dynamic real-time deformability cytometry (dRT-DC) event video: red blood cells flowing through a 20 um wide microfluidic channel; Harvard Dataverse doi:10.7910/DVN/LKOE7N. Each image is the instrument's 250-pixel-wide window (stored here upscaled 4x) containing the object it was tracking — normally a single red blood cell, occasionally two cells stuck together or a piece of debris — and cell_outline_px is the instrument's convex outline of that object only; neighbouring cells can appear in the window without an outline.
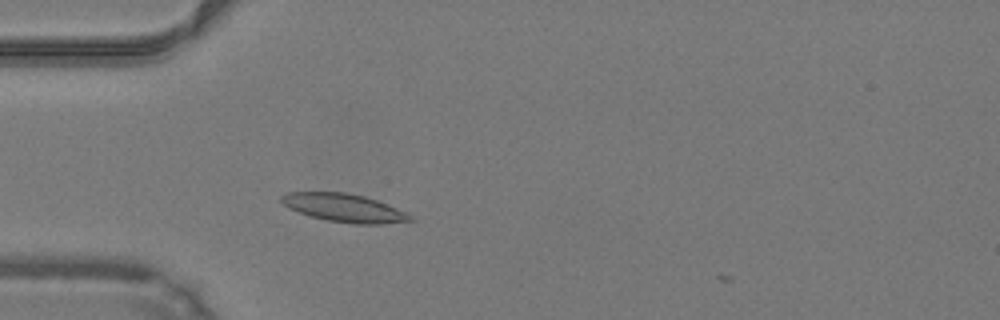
{"species": "common noctule bat (a hibernating species)", "species_latin": "Nyctalus noctula", "temperature_condition": "warm", "stored_images_in_passage": 32, "camera_frame_rate_fps": 3000, "um_per_image_px": 0.085, "animal": {"sex": "male", "body_mass_g": 19.2, "forearm_length_mm": 51.8}, "frame": {"image": 1, "passage_image": 1, "time_ms": 0.0, "image_size_px": [1000, 320], "cell_outline_px": [[416, 220], [384, 224], [352, 224], [328, 220], [312, 216], [288, 208], [280, 200], [280, 196], [288, 192], [344, 192], [364, 196], [388, 204], [412, 216]], "centroid_in_image_um": [29.26, 17.67], "position_along_channel_um": 55.7, "area_um2": 21.04}}
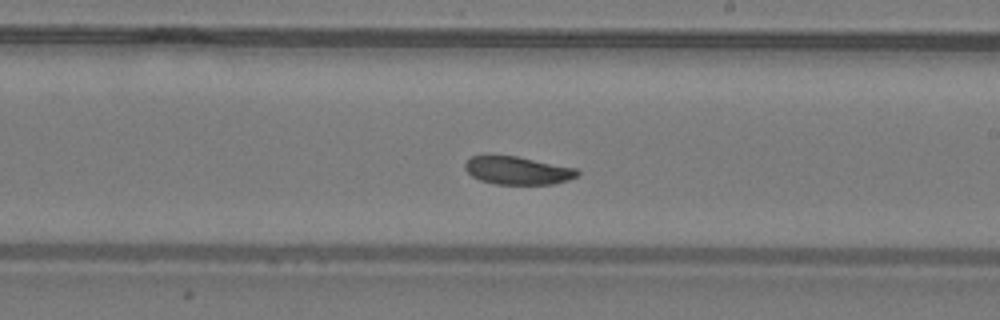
{"frame": {"image": 2, "passage_image": 15, "time_ms": 4.667, "image_size_px": [1000, 320], "cell_outline_px": [[580, 172], [576, 176], [568, 180], [556, 184], [496, 184], [480, 180], [472, 176], [464, 168], [464, 164], [472, 156], [484, 152], [488, 152], [516, 156], [576, 168]], "centroid_in_image_um": [43.93, 14.45], "position_along_channel_um": 245.1, "area_um2": 18.84}}
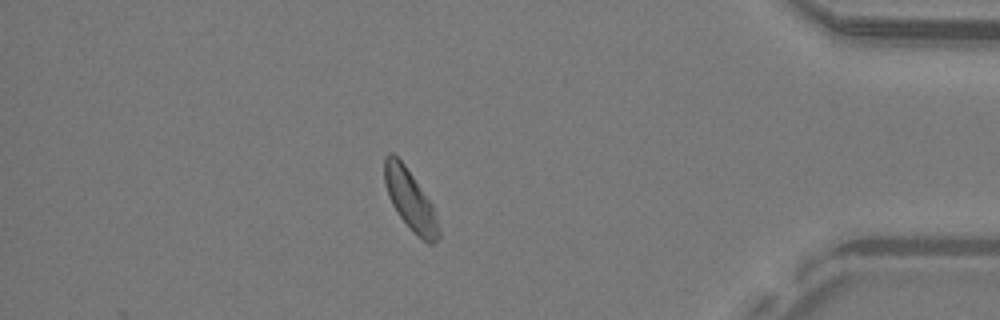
{"frame": {"image": 3, "passage_image": 29, "time_ms": 9.333, "image_size_px": [1000, 320], "cell_outline_px": [[440, 236], [432, 244], [428, 244], [416, 236], [400, 216], [392, 204], [388, 196], [384, 184], [384, 156], [388, 152], [392, 152], [404, 164], [432, 204], [440, 232]], "centroid_in_image_um": [34.84, 16.99], "position_along_channel_um": 400.4, "area_um2": 18.9}}